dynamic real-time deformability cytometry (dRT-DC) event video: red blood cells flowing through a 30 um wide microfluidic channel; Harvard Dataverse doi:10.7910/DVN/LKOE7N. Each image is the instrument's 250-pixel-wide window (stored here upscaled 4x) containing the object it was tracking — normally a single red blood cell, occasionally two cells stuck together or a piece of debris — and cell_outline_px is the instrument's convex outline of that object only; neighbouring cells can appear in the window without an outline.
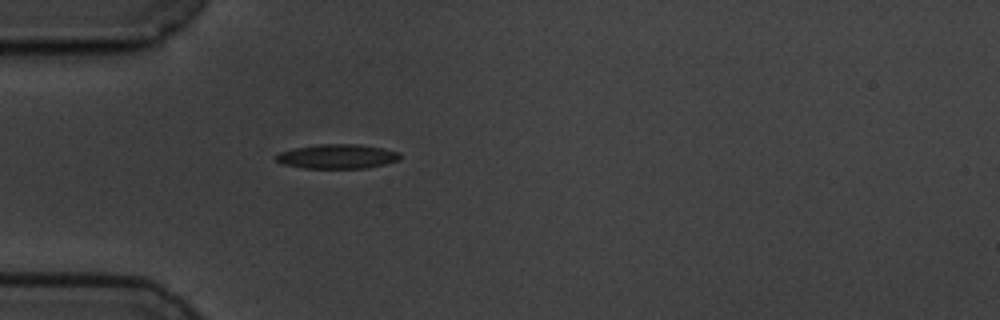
{"species": "common noctule bat (a hibernating species)", "species_latin": "Nyctalus noctula", "temperature_condition": "cold", "stored_images_in_passage": 42, "camera_frame_rate_fps": 3000, "um_per_image_px": 0.085, "animal": {"sex": "male", "body_mass_g": 19.5, "forearm_length_mm": 54.6}, "frame": {"image": 1, "passage_image": 1, "time_ms": 0.0, "image_size_px": [1000, 320], "cell_outline_px": [[400, 160], [384, 164], [364, 168], [304, 168], [284, 164], [276, 160], [276, 156], [280, 152], [296, 148], [320, 144], [360, 144], [384, 148], [400, 152]], "centroid_in_image_um": [28.72, 13.29], "position_along_channel_um": 56.3, "area_um2": 17.51}}
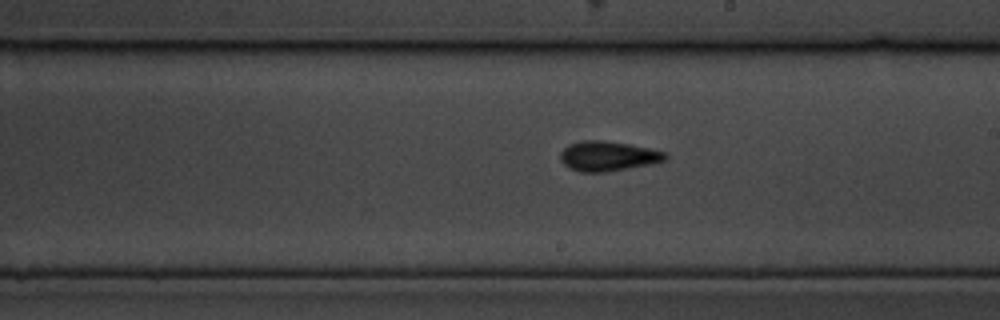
{"frame": {"image": 2, "passage_image": 17, "time_ms": 5.333, "image_size_px": [1000, 320], "cell_outline_px": [[668, 160], [652, 164], [604, 172], [580, 172], [568, 168], [560, 160], [560, 152], [568, 144], [584, 140], [600, 140], [628, 144], [668, 152]], "centroid_in_image_um": [51.69, 13.27], "position_along_channel_um": 237.3, "area_um2": 18.38}}
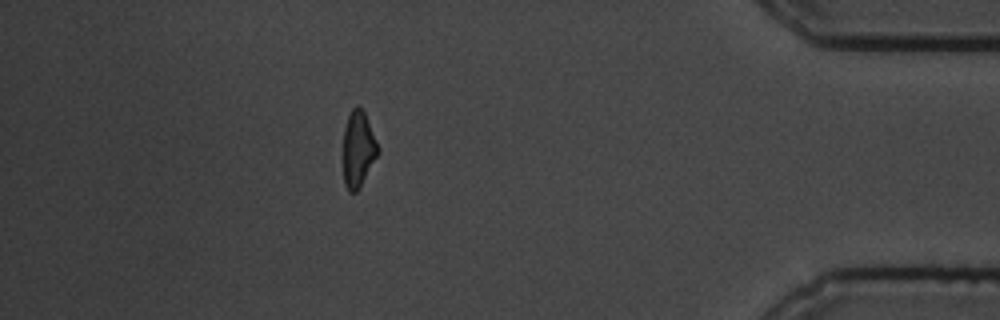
{"frame": {"image": 3, "passage_image": 35, "time_ms": 11.333, "image_size_px": [1000, 320], "cell_outline_px": [[380, 152], [356, 192], [348, 192], [344, 184], [344, 128], [348, 116], [352, 108], [356, 104], [360, 104], [364, 112], [380, 148]], "centroid_in_image_um": [30.46, 12.64], "position_along_channel_um": 404.7, "area_um2": 15.37}, "authors_computed_cell_mechanics": {"area_um2": 16.9065, "velocity_mm_per_s": 3.5057, "shape_relaxation_time_tau1_ms": 3.8054, "shape_relaxation_time_tau2_ms": 2.9582, "deformation_change_tau1": 0.1333, "deformation_change_tau2": 0.1089}}